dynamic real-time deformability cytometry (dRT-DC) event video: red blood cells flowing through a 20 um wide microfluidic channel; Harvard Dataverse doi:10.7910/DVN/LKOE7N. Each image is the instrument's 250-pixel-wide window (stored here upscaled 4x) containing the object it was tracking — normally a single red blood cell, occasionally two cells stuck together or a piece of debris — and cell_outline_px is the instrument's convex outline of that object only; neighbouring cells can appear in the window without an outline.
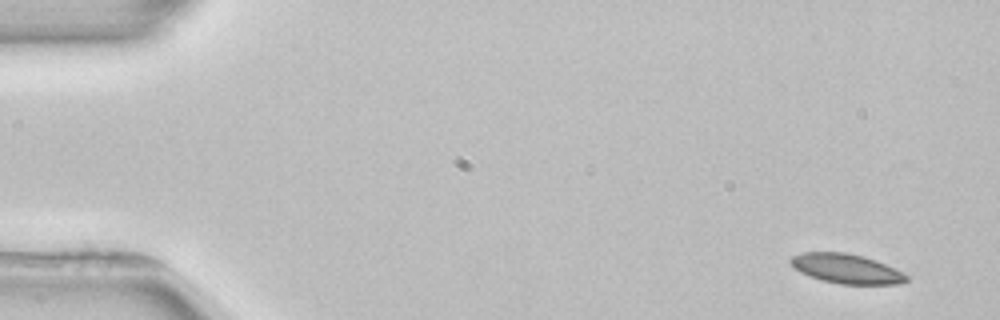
{"species": "common noctule bat (a hibernating species)", "species_latin": "Nyctalus noctula", "temperature_condition": "room temperature", "stored_images_in_passage": 4, "camera_frame_rate_fps": 3000, "um_per_image_px": 0.085, "animal": {"sex": "female", "body_mass_g": 22.7, "forearm_length_mm": 54.2}, "frame": {"image": 1, "passage_image": 1, "time_ms": 0.0, "image_size_px": [1000, 320], "cell_outline_px": [[908, 280], [900, 284], [840, 284], [820, 280], [800, 272], [788, 260], [792, 256], [800, 252], [844, 252], [864, 256], [876, 260], [904, 272], [908, 276]], "centroid_in_image_um": [71.96, 22.83], "position_along_channel_um": 13.0, "area_um2": 20.06}}
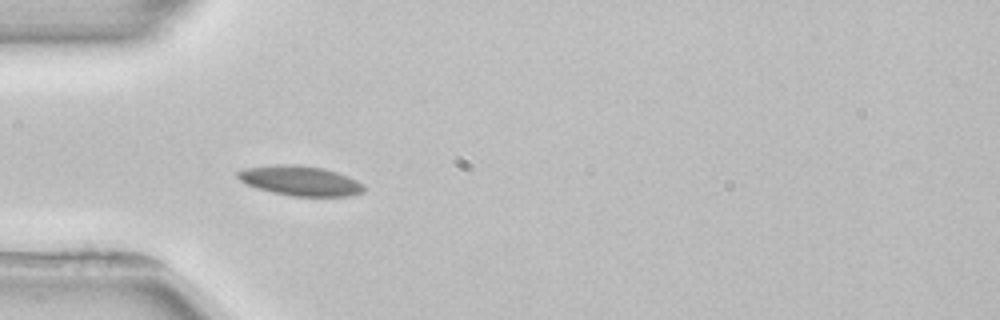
{"frame": {"image": 2, "passage_image": 4, "time_ms": 4.333, "image_size_px": [1000, 320], "cell_outline_px": [[364, 192], [348, 196], [292, 196], [272, 192], [248, 184], [240, 180], [236, 176], [236, 172], [244, 168], [276, 164], [292, 164], [320, 168], [336, 172], [348, 176], [364, 184]], "centroid_in_image_um": [25.52, 15.36], "position_along_channel_um": 59.5, "area_um2": 21.73}}